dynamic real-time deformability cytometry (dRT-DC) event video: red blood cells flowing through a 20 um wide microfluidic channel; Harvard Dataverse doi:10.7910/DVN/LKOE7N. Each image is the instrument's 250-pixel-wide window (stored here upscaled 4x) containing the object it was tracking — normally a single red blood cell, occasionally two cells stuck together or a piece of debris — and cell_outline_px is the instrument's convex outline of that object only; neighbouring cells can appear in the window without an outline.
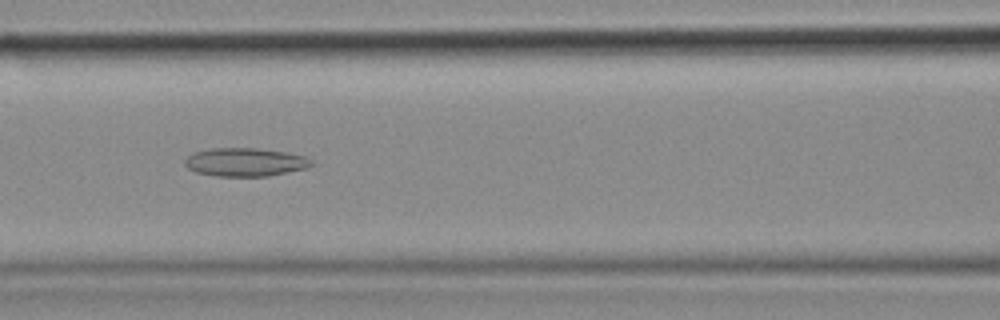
{"species": "common noctule bat (a hibernating species)", "species_latin": "Nyctalus noctula", "temperature_condition": "cold", "stored_images_in_passage": 48, "camera_frame_rate_fps": 3000, "um_per_image_px": 0.085, "animal": {"sex": "female", "body_mass_g": 18.4}, "frame": {"image": 1, "passage_image": 20, "time_ms": 6.333, "image_size_px": [1000, 320], "cell_outline_px": [[316, 164], [308, 168], [268, 176], [216, 176], [196, 172], [188, 168], [184, 164], [184, 160], [188, 156], [196, 152], [212, 148], [256, 148], [284, 152], [304, 156], [312, 160]], "centroid_in_image_um": [20.87, 13.78], "position_along_channel_um": 145.7, "area_um2": 20.92}}
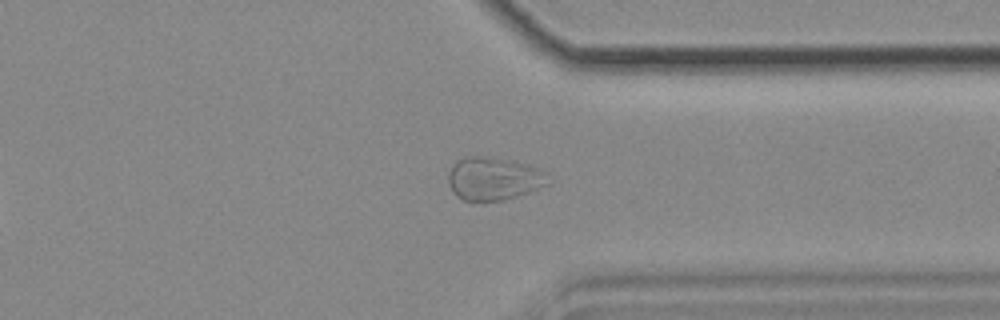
{"frame": {"image": 2, "passage_image": 37, "time_ms": 12.0, "image_size_px": [1000, 320], "cell_outline_px": [[548, 184], [528, 192], [504, 200], [464, 200], [456, 196], [452, 192], [448, 184], [448, 172], [452, 164], [456, 160], [464, 156], [476, 156], [508, 160], [528, 164], [544, 172]], "centroid_in_image_um": [41.88, 15.18], "position_along_channel_um": 369.5, "area_um2": 24.74}}
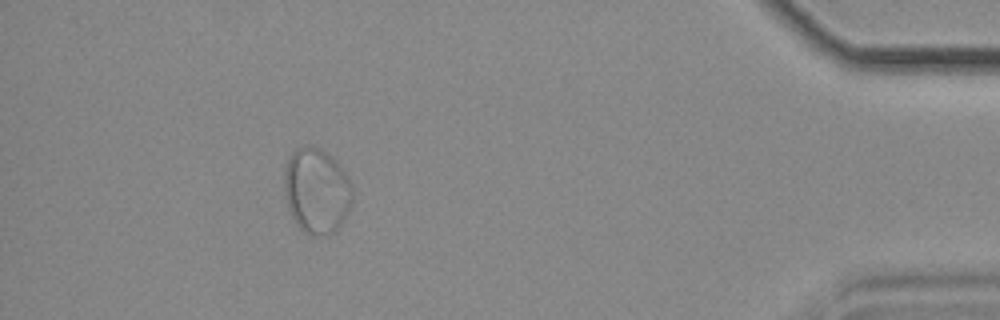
{"frame": {"image": 3, "passage_image": 44, "time_ms": 14.333, "image_size_px": [1000, 320], "cell_outline_px": [[352, 200], [348, 212], [336, 232], [328, 236], [312, 236], [304, 232], [296, 224], [288, 208], [284, 192], [284, 168], [288, 156], [296, 148], [304, 144], [308, 144], [320, 148], [332, 156], [336, 160], [352, 184]], "centroid_in_image_um": [26.89, 16.21], "position_along_channel_um": 408.3, "area_um2": 34.62}}